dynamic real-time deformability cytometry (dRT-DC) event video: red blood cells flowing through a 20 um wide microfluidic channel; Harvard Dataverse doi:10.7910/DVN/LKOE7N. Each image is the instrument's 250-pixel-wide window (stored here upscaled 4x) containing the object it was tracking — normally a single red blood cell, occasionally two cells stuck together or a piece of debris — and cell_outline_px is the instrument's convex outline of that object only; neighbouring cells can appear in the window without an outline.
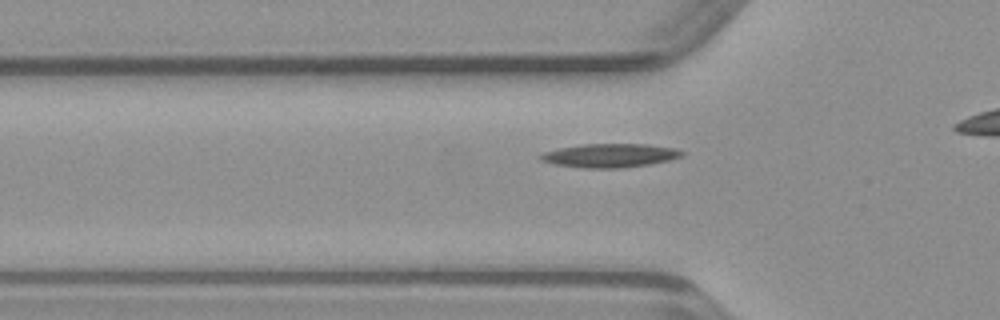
{"species": "common noctule bat (a hibernating species)", "species_latin": "Nyctalus noctula", "temperature_condition": "warm", "stored_images_in_passage": 30, "camera_frame_rate_fps": 3000, "um_per_image_px": 0.085, "animal": {"sex": "male", "body_mass_g": 23.1, "forearm_length_mm": 52.7}, "frame": {"image": 1, "passage_image": 7, "time_ms": 2.0, "image_size_px": [1000, 320], "cell_outline_px": [[684, 156], [668, 160], [648, 164], [616, 168], [584, 168], [556, 164], [540, 160], [536, 156], [544, 152], [560, 148], [584, 144], [648, 144], [676, 148], [684, 152]], "centroid_in_image_um": [51.85, 13.21], "position_along_channel_um": 74.0, "area_um2": 19.42}}
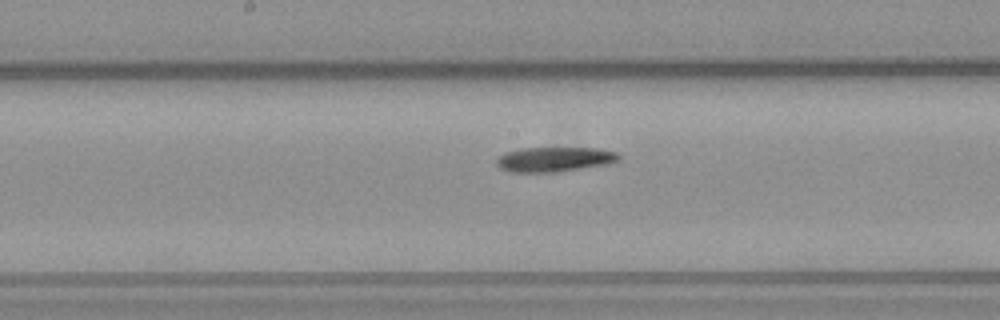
{"frame": {"image": 2, "passage_image": 16, "time_ms": 5.0, "image_size_px": [1000, 320], "cell_outline_px": [[620, 160], [608, 164], [556, 172], [512, 172], [500, 168], [496, 164], [496, 160], [500, 156], [508, 152], [520, 148], [596, 148], [616, 152], [620, 156]], "centroid_in_image_um": [47.14, 13.54], "position_along_channel_um": 201.1, "area_um2": 17.51}}
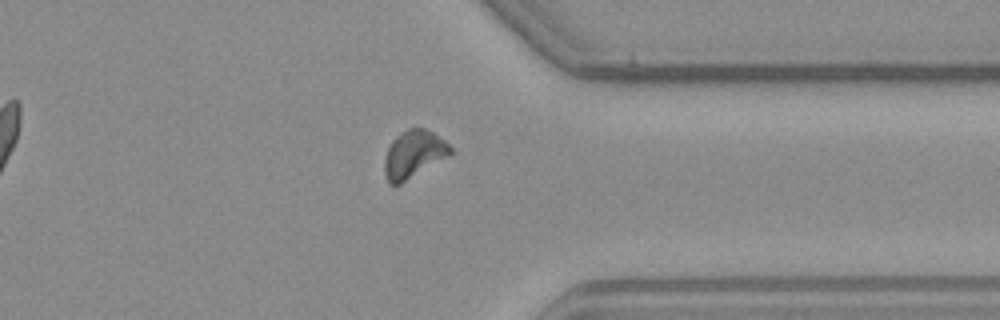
{"frame": {"image": 3, "passage_image": 29, "time_ms": 9.333, "image_size_px": [1000, 320], "cell_outline_px": [[452, 152], [400, 184], [388, 184], [384, 172], [384, 160], [388, 148], [392, 140], [400, 132], [408, 128], [424, 128], [432, 132], [444, 140], [452, 148]], "centroid_in_image_um": [35.1, 13.09], "position_along_channel_um": 376.3, "area_um2": 17.8}}